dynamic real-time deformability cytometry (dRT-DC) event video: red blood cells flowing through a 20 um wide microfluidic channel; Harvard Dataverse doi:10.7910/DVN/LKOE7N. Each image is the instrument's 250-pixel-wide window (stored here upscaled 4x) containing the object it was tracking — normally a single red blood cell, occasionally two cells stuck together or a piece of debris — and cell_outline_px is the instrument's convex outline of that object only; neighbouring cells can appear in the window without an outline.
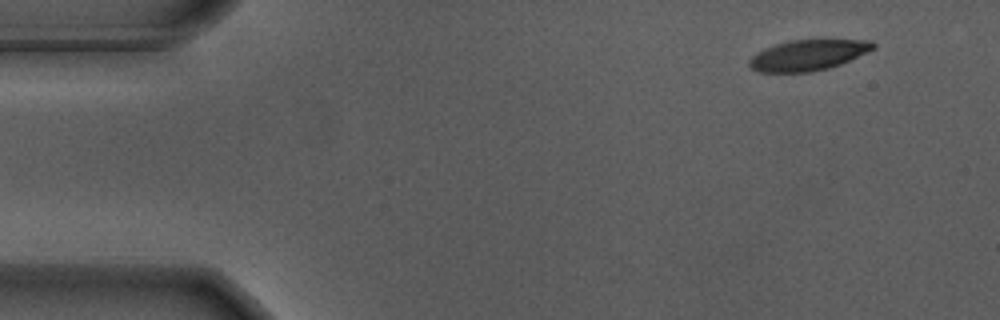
{"species": "Egyptian fruit bat (a non-hibernating species)", "species_latin": "Rousettus aegyptiacus", "temperature_condition": "warm", "stored_images_in_passage": 52, "camera_frame_rate_fps": 3000, "um_per_image_px": 0.085, "animal": {"sex": "male"}, "frame": {"image": 1, "passage_image": 1, "time_ms": 0.0, "image_size_px": [1000, 320], "cell_outline_px": [[876, 48], [840, 64], [828, 68], [812, 72], [760, 72], [752, 68], [748, 64], [748, 60], [756, 52], [764, 48], [788, 40], [872, 40], [876, 44]], "centroid_in_image_um": [68.67, 4.68], "position_along_channel_um": 16.3, "area_um2": 22.14}}
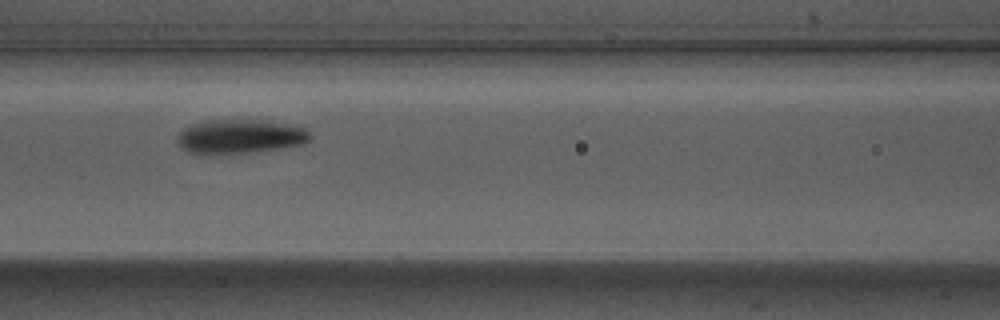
{"frame": {"image": 2, "passage_image": 20, "time_ms": 6.333, "image_size_px": [1000, 320], "cell_outline_px": [[312, 136], [304, 144], [256, 152], [216, 156], [196, 156], [180, 148], [176, 140], [176, 136], [184, 128], [192, 124], [204, 120], [260, 120], [304, 124]], "centroid_in_image_um": [20.39, 11.63], "position_along_channel_um": 146.2, "area_um2": 27.86}}
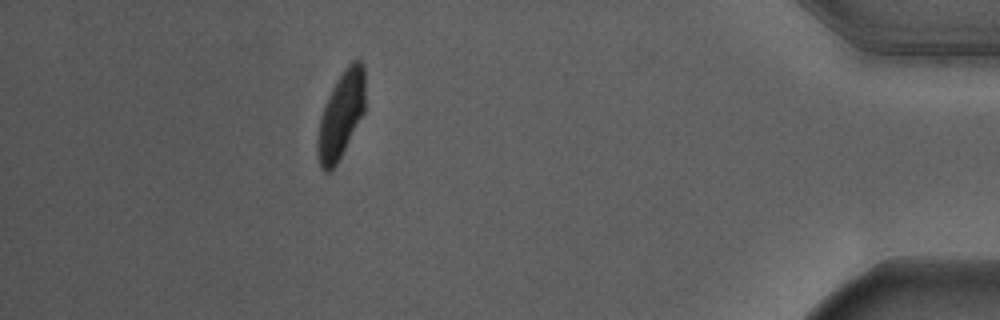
{"frame": {"image": 3, "passage_image": 46, "time_ms": 15.0, "image_size_px": [1000, 320], "cell_outline_px": [[364, 112], [336, 164], [328, 172], [324, 172], [320, 168], [316, 148], [316, 140], [320, 116], [324, 104], [336, 80], [344, 68], [352, 60], [360, 60], [364, 64]], "centroid_in_image_um": [28.95, 9.76], "position_along_channel_um": 406.2, "area_um2": 23.99}, "authors_computed_cell_mechanics": {"area_um2": 24.9407, "velocity_mm_per_s": 3.6468, "shape_relaxation_time_tau1_ms": 2.9526, "shape_relaxation_time_tau2_ms": 0.8233, "deformation_change_tau1": 0.1845, "deformation_change_tau2": 0.0671}}